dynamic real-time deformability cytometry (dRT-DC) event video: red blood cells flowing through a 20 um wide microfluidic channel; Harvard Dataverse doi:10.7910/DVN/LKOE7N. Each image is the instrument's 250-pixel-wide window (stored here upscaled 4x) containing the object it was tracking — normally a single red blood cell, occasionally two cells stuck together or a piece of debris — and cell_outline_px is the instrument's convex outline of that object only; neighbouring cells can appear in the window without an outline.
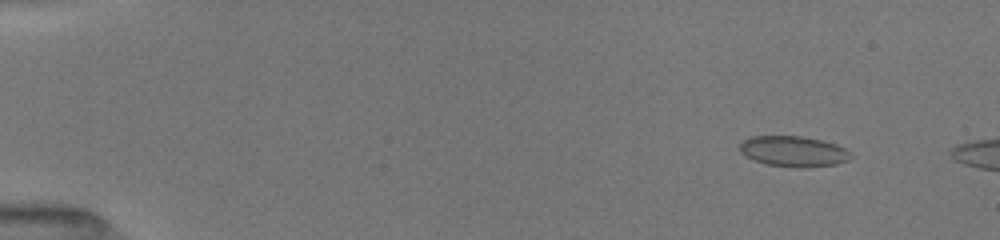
{"species": "common noctule bat (a hibernating species)", "species_latin": "Nyctalus noctula", "temperature_condition": "room temperature", "stored_images_in_passage": 20, "camera_frame_rate_fps": 3000, "um_per_image_px": 0.085, "animal": {"sex": "female", "body_mass_g": 19.5, "forearm_length_mm": 54.1}, "frame": {"image": 1, "passage_image": 2, "time_ms": 1.0, "image_size_px": [1000, 240], "cell_outline_px": [[852, 156], [848, 160], [836, 164], [804, 168], [800, 168], [768, 164], [744, 156], [740, 152], [740, 144], [744, 140], [752, 136], [800, 136], [820, 140], [836, 144], [844, 148]], "centroid_in_image_um": [67.43, 12.87], "position_along_channel_um": 17.6, "area_um2": 19.59}}
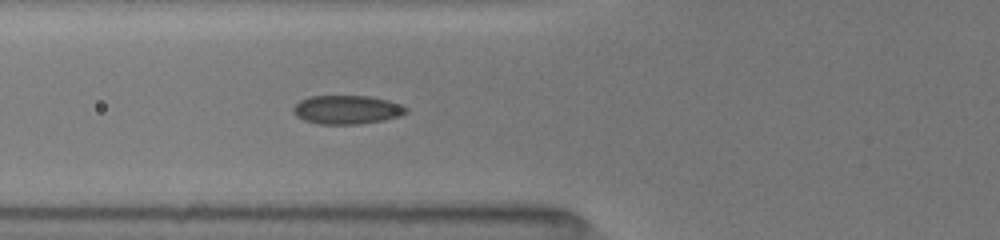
{"frame": {"image": 2, "passage_image": 9, "time_ms": 6.0, "image_size_px": [1000, 240], "cell_outline_px": [[408, 112], [400, 116], [384, 120], [356, 124], [320, 124], [304, 120], [296, 116], [292, 112], [292, 108], [300, 100], [308, 96], [368, 96], [388, 100], [400, 104], [408, 108]], "centroid_in_image_um": [29.48, 9.32], "position_along_channel_um": 96.3, "area_um2": 18.96}}
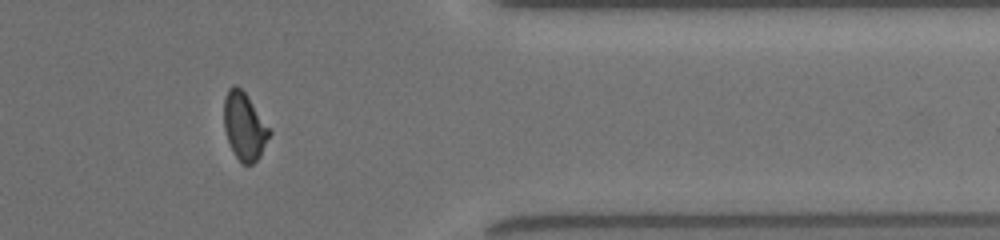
{"frame": {"image": 3, "passage_image": 17, "time_ms": 13.667, "image_size_px": [1000, 240], "cell_outline_px": [[272, 132], [260, 156], [252, 164], [240, 164], [228, 140], [224, 128], [224, 96], [228, 88], [232, 84], [236, 84], [244, 92], [272, 128]], "centroid_in_image_um": [20.79, 10.71], "position_along_channel_um": 390.6, "area_um2": 18.09}}